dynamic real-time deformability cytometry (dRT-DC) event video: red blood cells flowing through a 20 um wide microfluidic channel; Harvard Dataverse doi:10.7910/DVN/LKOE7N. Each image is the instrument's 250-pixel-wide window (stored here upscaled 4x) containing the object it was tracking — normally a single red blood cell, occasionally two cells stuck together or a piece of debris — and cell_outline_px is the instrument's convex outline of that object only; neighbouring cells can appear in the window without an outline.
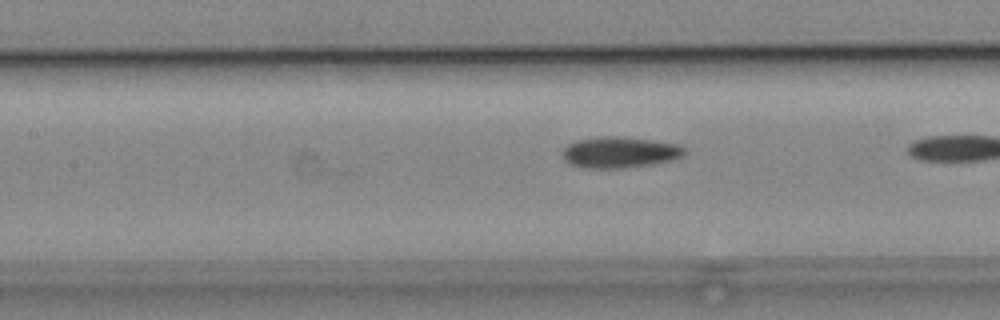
{"species": "common noctule bat (a hibernating species)", "species_latin": "Nyctalus noctula", "temperature_condition": "cold", "stored_images_in_passage": 8, "camera_frame_rate_fps": 3000, "um_per_image_px": 0.085, "animal": {"sex": "male", "body_mass_g": 19.2, "forearm_length_mm": 51.8}, "frame": {"image": 1, "passage_image": 5, "time_ms": 1.333, "image_size_px": [1000, 320], "cell_outline_px": [[688, 152], [684, 156], [672, 160], [652, 164], [624, 168], [580, 168], [568, 164], [560, 156], [560, 152], [568, 144], [576, 140], [600, 136], [620, 136], [652, 140], [680, 144]], "centroid_in_image_um": [52.64, 12.95], "position_along_channel_um": 154.8, "area_um2": 22.66}}
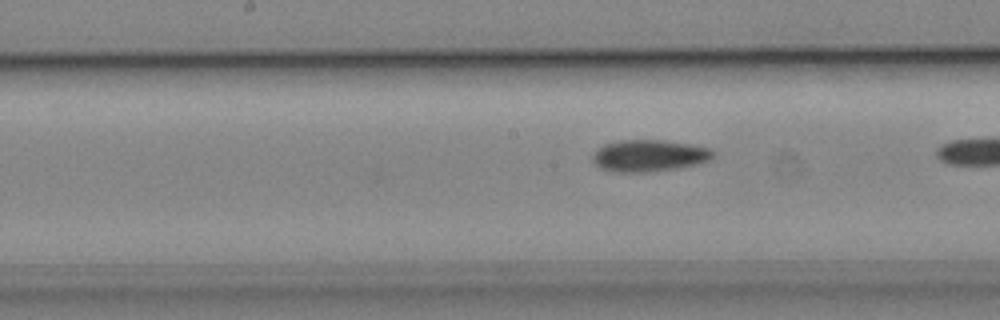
{"frame": {"image": 2, "passage_image": 8, "time_ms": 2.333, "image_size_px": [1000, 320], "cell_outline_px": [[716, 156], [712, 160], [700, 164], [680, 168], [644, 172], [620, 172], [600, 168], [592, 160], [592, 156], [604, 144], [620, 140], [664, 140], [692, 144], [708, 148], [716, 152]], "centroid_in_image_um": [55.26, 13.23], "position_along_channel_um": 192.9, "area_um2": 22.48}}